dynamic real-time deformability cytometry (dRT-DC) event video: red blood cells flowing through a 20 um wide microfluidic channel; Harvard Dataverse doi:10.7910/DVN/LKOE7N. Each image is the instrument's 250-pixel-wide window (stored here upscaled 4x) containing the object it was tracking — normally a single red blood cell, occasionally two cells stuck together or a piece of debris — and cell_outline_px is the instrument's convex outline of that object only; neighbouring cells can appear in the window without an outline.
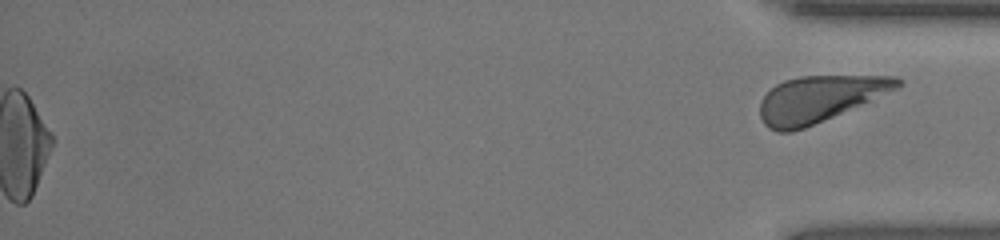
{"species": "human", "species_latin": "Homo sapiens", "temperature_condition": "room temperature", "stored_images_in_passage": 51, "segment_of_instrument_passage": [2, 2], "camera_frame_rate_fps": 3000, "um_per_image_px": 0.085, "donor": {"sex": "female"}, "frame": {"image": 1, "passage_image": 51, "time_ms": 16.667, "image_size_px": [1000, 240], "cell_outline_px": [[900, 84], [896, 88], [860, 104], [804, 128], [792, 132], [776, 132], [768, 128], [764, 124], [760, 116], [760, 100], [776, 84], [784, 80], [800, 76], [896, 76], [900, 80]], "centroid_in_image_um": [69.55, 8.41], "position_along_channel_um": 365.6, "area_um2": 36.18}}